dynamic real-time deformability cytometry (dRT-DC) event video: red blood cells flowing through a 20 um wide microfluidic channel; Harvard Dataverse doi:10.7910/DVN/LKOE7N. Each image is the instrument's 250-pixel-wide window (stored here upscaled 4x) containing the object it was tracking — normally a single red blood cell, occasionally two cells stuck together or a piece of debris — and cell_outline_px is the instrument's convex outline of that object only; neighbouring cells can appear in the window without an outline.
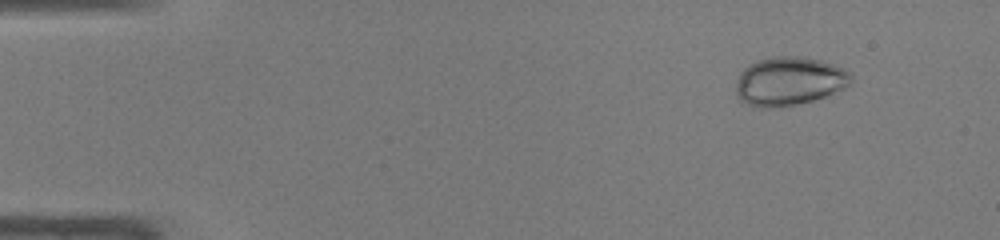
{"species": "common noctule bat (a hibernating species)", "species_latin": "Nyctalus noctula", "temperature_condition": "warm", "stored_images_in_passage": 14, "camera_frame_rate_fps": 3000, "um_per_image_px": 0.085, "animal": {"sex": "male", "body_mass_g": 19.0, "forearm_length_mm": 50.8}, "frame": {"image": 1, "passage_image": 5, "time_ms": 1.333, "image_size_px": [1000, 240], "cell_outline_px": [[852, 80], [848, 84], [824, 96], [812, 100], [796, 104], [748, 104], [740, 100], [736, 96], [736, 84], [740, 72], [748, 64], [772, 56], [800, 56], [820, 60], [832, 64], [848, 72], [852, 76]], "centroid_in_image_um": [67.05, 6.84], "position_along_channel_um": 17.9, "area_um2": 31.39}}